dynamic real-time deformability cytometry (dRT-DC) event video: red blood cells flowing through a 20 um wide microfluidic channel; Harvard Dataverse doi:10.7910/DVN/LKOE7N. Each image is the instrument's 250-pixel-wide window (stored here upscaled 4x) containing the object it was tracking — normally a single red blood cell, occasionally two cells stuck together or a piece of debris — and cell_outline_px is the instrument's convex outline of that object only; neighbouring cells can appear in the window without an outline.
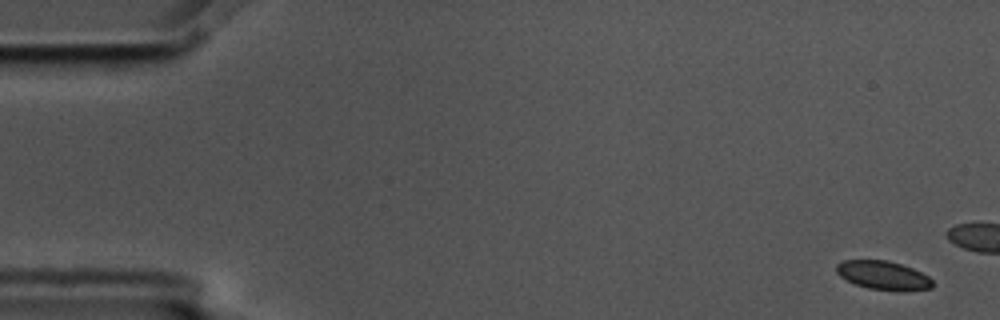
{"species": "common noctule bat (a hibernating species)", "species_latin": "Nyctalus noctula", "temperature_condition": "cold", "stored_images_in_passage": 5, "camera_frame_rate_fps": 3000, "um_per_image_px": 0.085, "animal": {"sex": "male", "body_mass_g": 17.5, "forearm_length_mm": 52.3}, "frame": {"image": 1, "passage_image": 1, "time_ms": 0.0, "image_size_px": [1000, 320], "cell_outline_px": [[932, 288], [868, 288], [856, 284], [840, 276], [836, 272], [836, 264], [844, 260], [888, 260], [912, 268], [928, 276], [932, 280]], "centroid_in_image_um": [74.99, 23.34], "position_along_channel_um": 10.0, "area_um2": 15.2}}